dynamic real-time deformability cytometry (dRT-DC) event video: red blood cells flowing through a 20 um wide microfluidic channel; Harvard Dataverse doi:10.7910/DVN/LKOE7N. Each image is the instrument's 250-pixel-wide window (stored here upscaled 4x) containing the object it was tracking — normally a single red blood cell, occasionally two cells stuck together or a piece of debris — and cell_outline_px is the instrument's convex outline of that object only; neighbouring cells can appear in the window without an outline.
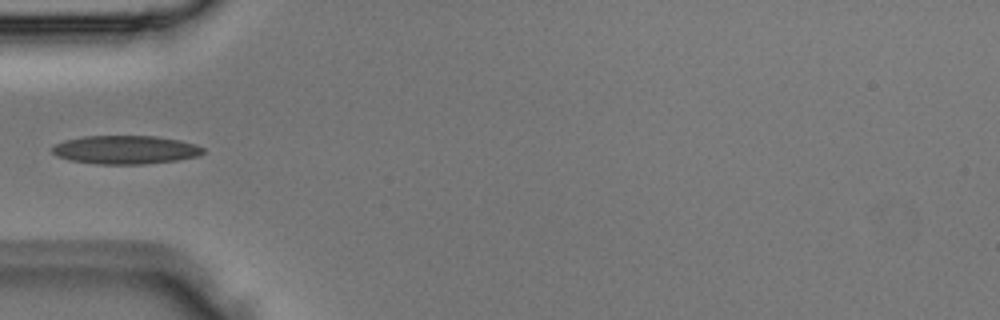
{"species": "Egyptian fruit bat (a non-hibernating species)", "species_latin": "Rousettus aegyptiacus", "temperature_condition": "room temperature", "stored_images_in_passage": 1, "camera_frame_rate_fps": 3000, "um_per_image_px": 0.085, "animal": {"sex": "male"}, "frame": {"image": 1, "passage_image": 1, "time_ms": 0.0, "image_size_px": [1000, 320], "cell_outline_px": [[204, 152], [196, 156], [176, 160], [144, 164], [100, 164], [68, 160], [56, 156], [52, 152], [52, 148], [56, 144], [64, 140], [84, 136], [156, 136], [180, 140], [196, 144], [204, 148]], "centroid_in_image_um": [10.65, 12.72], "position_along_channel_um": 74.4, "area_um2": 25.03}}